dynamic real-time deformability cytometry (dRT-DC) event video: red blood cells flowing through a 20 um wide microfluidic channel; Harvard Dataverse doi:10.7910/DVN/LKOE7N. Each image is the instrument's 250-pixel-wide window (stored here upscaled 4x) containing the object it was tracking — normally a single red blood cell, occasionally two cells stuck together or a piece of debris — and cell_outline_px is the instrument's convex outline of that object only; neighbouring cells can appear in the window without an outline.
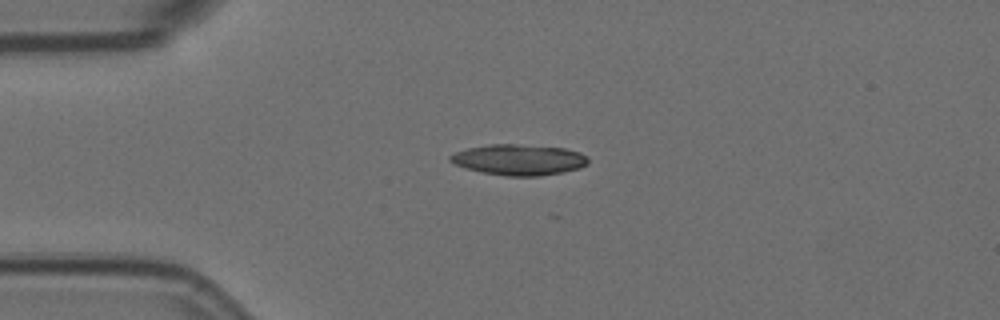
{"species": "Egyptian fruit bat (a non-hibernating species)", "species_latin": "Rousettus aegyptiacus", "temperature_condition": "room temperature", "stored_images_in_passage": 2, "camera_frame_rate_fps": 3000, "um_per_image_px": 0.085, "animal": {"sex": "female"}, "frame": {"image": 1, "passage_image": 1, "time_ms": 0.0, "image_size_px": [1000, 320], "cell_outline_px": [[588, 164], [580, 168], [540, 176], [504, 176], [484, 172], [468, 168], [456, 164], [448, 160], [448, 156], [456, 152], [468, 148], [488, 144], [516, 144], [564, 148], [580, 152], [588, 156]], "centroid_in_image_um": [44.13, 13.57], "position_along_channel_um": 40.9, "area_um2": 24.62}}